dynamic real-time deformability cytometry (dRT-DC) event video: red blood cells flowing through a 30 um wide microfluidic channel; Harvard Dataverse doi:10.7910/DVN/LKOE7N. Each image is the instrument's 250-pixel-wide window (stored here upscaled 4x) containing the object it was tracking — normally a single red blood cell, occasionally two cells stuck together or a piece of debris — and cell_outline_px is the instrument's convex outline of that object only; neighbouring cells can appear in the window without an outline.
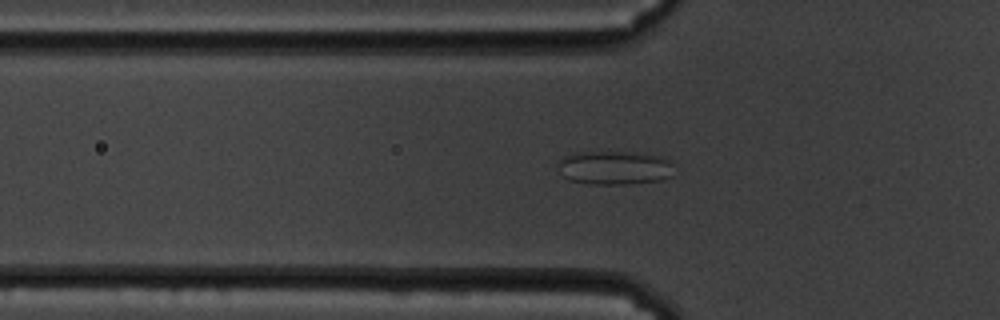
{"species": "common noctule bat (a hibernating species)", "species_latin": "Nyctalus noctula", "temperature_condition": "cold", "stored_images_in_passage": 52, "camera_frame_rate_fps": 3000, "um_per_image_px": 0.085, "animal": {"sex": "male", "body_mass_g": 19.5, "forearm_length_mm": 54.6}, "frame": {"image": 1, "passage_image": 12, "time_ms": 3.667, "image_size_px": [1000, 320], "cell_outline_px": [[672, 176], [660, 180], [628, 184], [588, 184], [568, 180], [564, 176], [556, 164], [556, 160], [564, 156], [596, 148], [660, 156], [668, 160]], "centroid_in_image_um": [52.12, 14.22], "position_along_channel_um": 73.7, "area_um2": 23.41}}
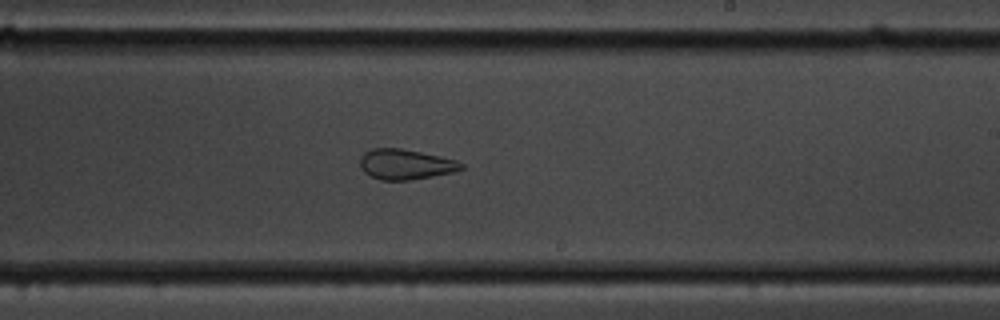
{"frame": {"image": 2, "passage_image": 28, "time_ms": 9.0, "image_size_px": [1000, 320], "cell_outline_px": [[464, 168], [456, 172], [408, 180], [380, 180], [364, 172], [360, 164], [360, 156], [364, 152], [372, 148], [400, 148], [440, 156], [456, 160], [464, 164]], "centroid_in_image_um": [34.48, 13.96], "position_along_channel_um": 254.5, "area_um2": 17.86}}
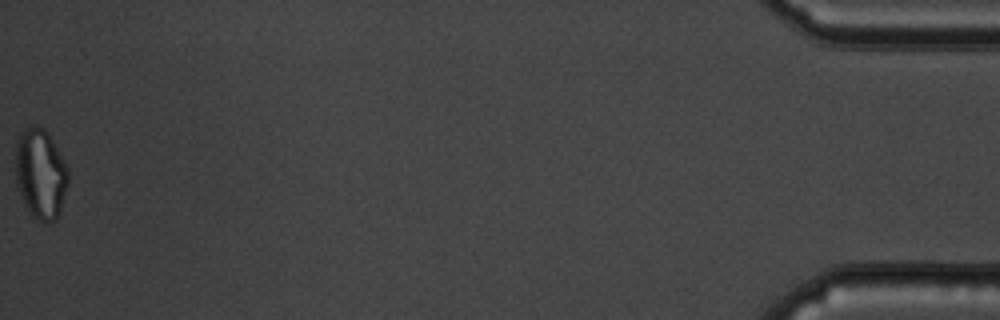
{"frame": {"image": 3, "passage_image": 52, "time_ms": 17.0, "image_size_px": [1000, 320], "cell_outline_px": [[68, 184], [56, 220], [48, 224], [44, 224], [36, 220], [24, 204], [16, 188], [16, 140], [20, 132], [24, 128], [44, 128], [52, 140], [68, 168]], "centroid_in_image_um": [3.43, 14.82], "position_along_channel_um": 431.8, "area_um2": 27.63}, "authors_computed_cell_mechanics": {"area_um2": 23.4957, "velocity_mm_per_s": 3.3858, "shape_relaxation_time_tau1_ms": null, "shape_relaxation_time_tau2_ms": 1.3608, "deformation_change_tau1": null, "deformation_change_tau2": 0.0816}}